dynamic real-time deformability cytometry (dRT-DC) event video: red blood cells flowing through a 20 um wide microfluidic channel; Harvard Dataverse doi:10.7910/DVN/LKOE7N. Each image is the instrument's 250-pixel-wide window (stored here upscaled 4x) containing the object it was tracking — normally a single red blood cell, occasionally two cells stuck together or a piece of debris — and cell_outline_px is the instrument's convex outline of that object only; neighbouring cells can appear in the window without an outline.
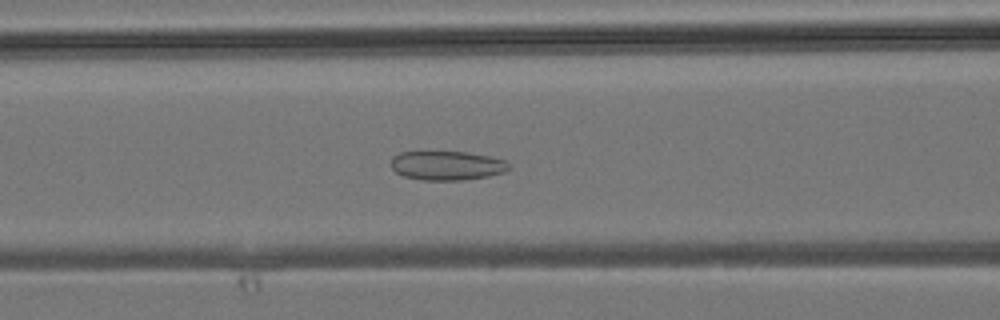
{"species": "common noctule bat (a hibernating species)", "species_latin": "Nyctalus noctula", "temperature_condition": "room temperature", "stored_images_in_passage": 42, "camera_frame_rate_fps": 3000, "um_per_image_px": 0.085, "animal": {"sex": "male", "body_mass_g": 19.2, "forearm_length_mm": 51.8}, "frame": {"image": 1, "passage_image": 17, "time_ms": 5.333, "image_size_px": [1000, 320], "cell_outline_px": [[512, 164], [504, 172], [488, 176], [464, 180], [424, 180], [404, 176], [396, 172], [392, 168], [392, 156], [400, 152], [468, 152], [492, 156], [504, 160]], "centroid_in_image_um": [38.02, 14.06], "position_along_channel_um": 128.6, "area_um2": 20.06}}
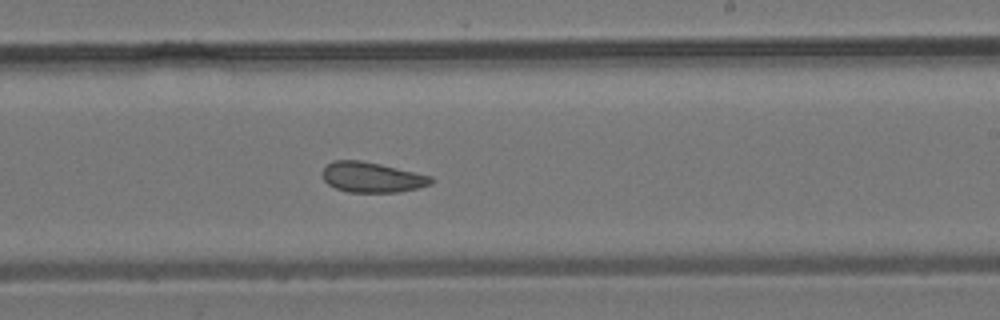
{"frame": {"image": 2, "passage_image": 25, "time_ms": 8.0, "image_size_px": [1000, 320], "cell_outline_px": [[432, 184], [416, 188], [396, 192], [348, 192], [336, 188], [328, 184], [324, 180], [324, 168], [332, 160], [360, 160], [380, 164], [432, 176]], "centroid_in_image_um": [31.61, 15.06], "position_along_channel_um": 257.4, "area_um2": 18.9}}
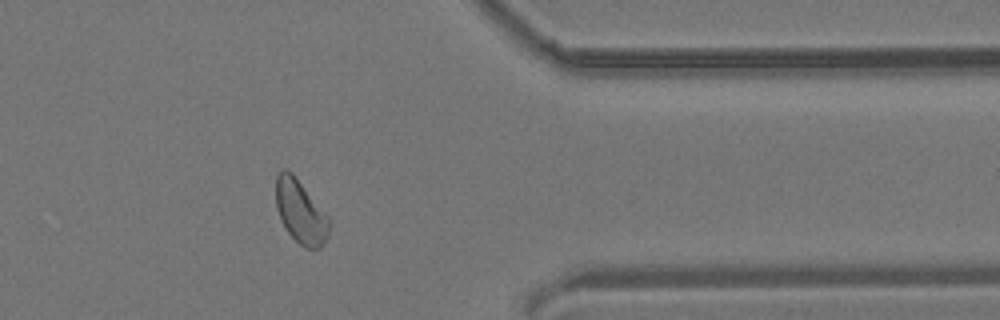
{"frame": {"image": 3, "passage_image": 34, "time_ms": 11.0, "image_size_px": [1000, 320], "cell_outline_px": [[332, 220], [328, 236], [320, 248], [304, 248], [288, 232], [280, 220], [276, 208], [276, 172], [280, 168], [288, 168], [292, 172]], "centroid_in_image_um": [25.54, 17.96], "position_along_channel_um": 385.9, "area_um2": 20.06}}